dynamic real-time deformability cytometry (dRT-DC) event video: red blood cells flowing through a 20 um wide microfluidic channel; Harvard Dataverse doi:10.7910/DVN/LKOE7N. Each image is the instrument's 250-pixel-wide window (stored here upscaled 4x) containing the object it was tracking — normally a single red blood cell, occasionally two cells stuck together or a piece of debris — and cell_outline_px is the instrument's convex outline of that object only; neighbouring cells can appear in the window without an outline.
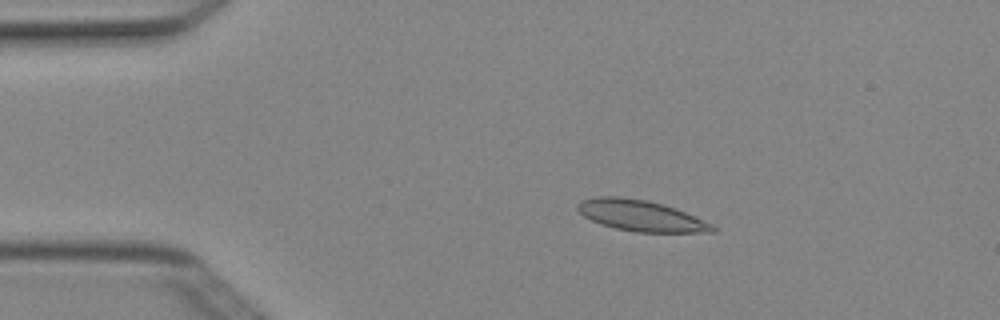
{"species": "Egyptian fruit bat (a non-hibernating species)", "species_latin": "Rousettus aegyptiacus", "temperature_condition": "cold", "stored_images_in_passage": 4, "camera_frame_rate_fps": 3000, "um_per_image_px": 0.085, "animal": {"sex": "female"}, "frame": {"image": 1, "passage_image": 2, "time_ms": 0.333, "image_size_px": [1000, 320], "cell_outline_px": [[716, 232], [636, 232], [616, 228], [600, 224], [584, 216], [576, 208], [576, 204], [584, 200], [600, 196], [620, 196], [648, 200], [664, 204], [676, 208], [712, 224], [716, 228]], "centroid_in_image_um": [54.47, 18.32], "position_along_channel_um": 30.5, "area_um2": 24.28}}
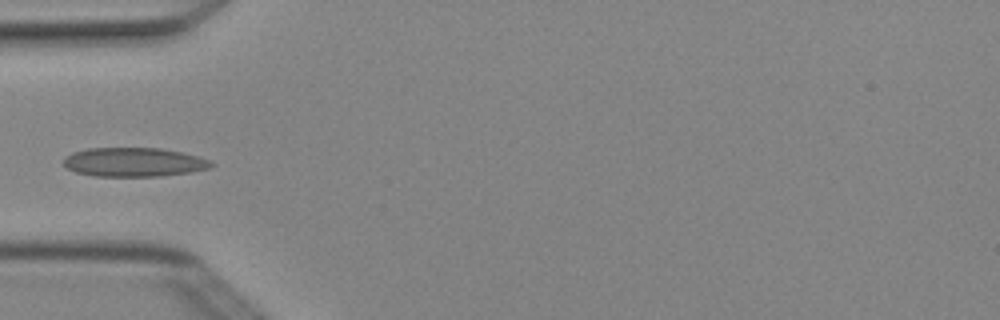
{"frame": {"image": 2, "passage_image": 4, "time_ms": 1.0, "image_size_px": [1000, 320], "cell_outline_px": [[216, 164], [212, 168], [192, 172], [160, 176], [92, 176], [76, 172], [68, 168], [64, 164], [64, 156], [72, 152], [88, 148], [160, 148], [180, 152], [212, 160]], "centroid_in_image_um": [11.41, 13.78], "position_along_channel_um": 73.6, "area_um2": 25.14}}